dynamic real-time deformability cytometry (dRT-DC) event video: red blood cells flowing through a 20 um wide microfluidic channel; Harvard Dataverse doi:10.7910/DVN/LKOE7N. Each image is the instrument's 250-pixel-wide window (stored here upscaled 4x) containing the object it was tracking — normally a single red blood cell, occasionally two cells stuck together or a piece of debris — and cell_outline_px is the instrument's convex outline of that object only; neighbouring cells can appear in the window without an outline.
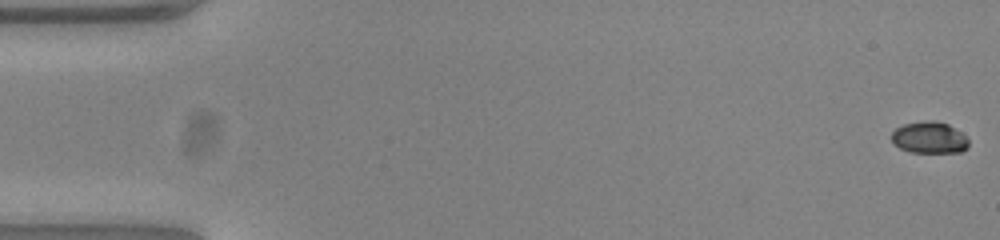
{"species": "common noctule bat (a hibernating species)", "species_latin": "Nyctalus noctula", "temperature_condition": "warm", "stored_images_in_passage": 53, "camera_frame_rate_fps": 3000, "um_per_image_px": 0.085, "animal": {"sex": "female", "body_mass_g": 23.0, "forearm_length_mm": 53.4}, "frame": {"image": 1, "passage_image": 1, "time_ms": 0.0, "image_size_px": [1000, 240], "cell_outline_px": [[968, 148], [960, 152], [912, 152], [900, 148], [892, 144], [892, 132], [896, 128], [904, 124], [924, 120], [936, 120], [948, 124], [968, 136]], "centroid_in_image_um": [79.01, 11.68], "position_along_channel_um": 6.0, "area_um2": 14.39}}
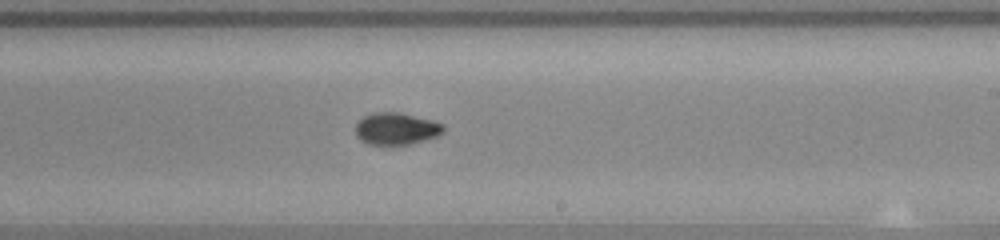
{"frame": {"image": 2, "passage_image": 32, "time_ms": 10.333, "image_size_px": [1000, 240], "cell_outline_px": [[444, 132], [436, 136], [408, 144], [368, 144], [360, 140], [356, 136], [356, 124], [364, 116], [376, 112], [400, 112], [432, 120], [444, 124]], "centroid_in_image_um": [33.68, 10.93], "position_along_channel_um": 255.3, "area_um2": 16.24}}
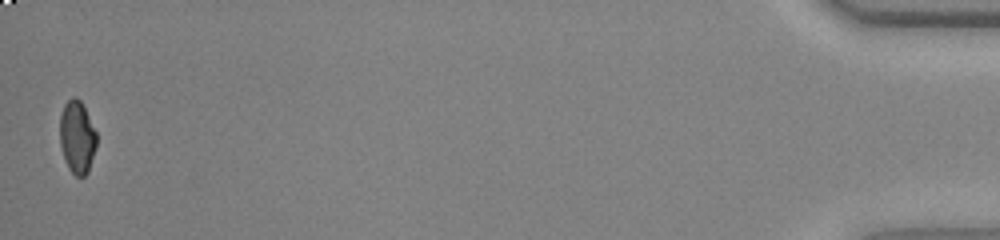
{"frame": {"image": 3, "passage_image": 53, "time_ms": 17.333, "image_size_px": [1000, 240], "cell_outline_px": [[96, 148], [88, 172], [84, 176], [76, 176], [68, 168], [60, 144], [60, 116], [64, 104], [72, 96], [76, 96], [80, 100], [96, 132]], "centroid_in_image_um": [6.55, 11.65], "position_along_channel_um": 428.6, "area_um2": 15.43}, "authors_computed_cell_mechanics": {"area_um2": 16.2996, "velocity_mm_per_s": 3.8746, "shape_relaxation_time_tau1_ms": 7.5876, "shape_relaxation_time_tau2_ms": 1.2893, "deformation_change_tau1": 0.2048, "deformation_change_tau2": 0.0475}}